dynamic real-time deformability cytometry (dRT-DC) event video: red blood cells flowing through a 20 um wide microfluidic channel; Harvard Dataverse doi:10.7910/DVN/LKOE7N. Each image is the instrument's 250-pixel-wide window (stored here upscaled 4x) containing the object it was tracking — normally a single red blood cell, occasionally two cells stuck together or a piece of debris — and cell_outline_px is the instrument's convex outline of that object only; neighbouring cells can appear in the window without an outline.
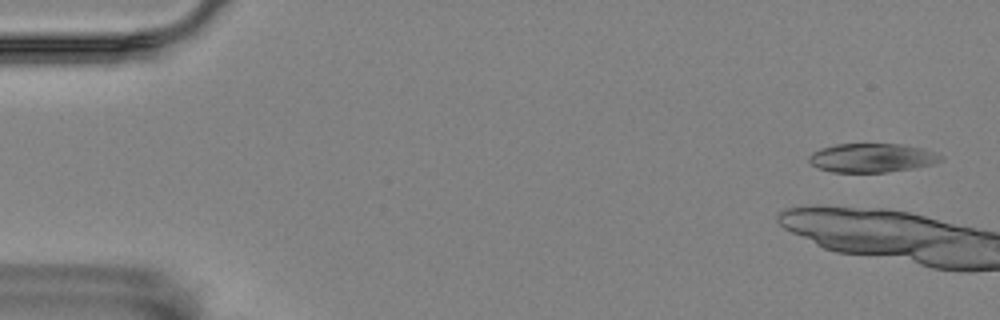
{"species": "Egyptian fruit bat (a non-hibernating species)", "species_latin": "Rousettus aegyptiacus", "temperature_condition": "room temperature", "stored_images_in_passage": 2, "camera_frame_rate_fps": 3000, "um_per_image_px": 0.085, "animal": {"sex": "female"}, "frame": {"image": 1, "passage_image": 1, "time_ms": 0.0, "image_size_px": [1000, 320], "cell_outline_px": [[944, 160], [932, 164], [912, 168], [888, 172], [832, 172], [816, 168], [808, 160], [808, 156], [812, 152], [820, 148], [836, 144], [904, 144], [920, 148], [944, 156]], "centroid_in_image_um": [74.08, 13.42], "position_along_channel_um": 10.9, "area_um2": 22.25}}